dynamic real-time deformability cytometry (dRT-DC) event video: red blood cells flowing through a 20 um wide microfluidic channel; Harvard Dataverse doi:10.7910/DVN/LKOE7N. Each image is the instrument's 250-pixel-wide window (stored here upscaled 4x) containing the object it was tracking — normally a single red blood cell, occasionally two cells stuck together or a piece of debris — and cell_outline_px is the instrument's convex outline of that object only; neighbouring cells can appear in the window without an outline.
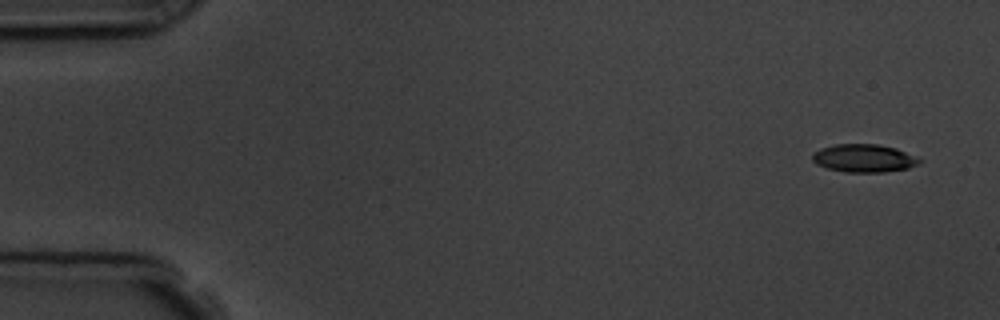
{"species": "common noctule bat (a hibernating species)", "species_latin": "Nyctalus noctula", "temperature_condition": "room temperature", "stored_images_in_passage": 5, "segment_of_instrument_passage": [1, 2], "camera_frame_rate_fps": 3000, "um_per_image_px": 0.085, "animal": {"sex": "male", "body_mass_g": 19.5, "forearm_length_mm": 54.6}, "frame": {"image": 1, "passage_image": 1, "time_ms": 0.0, "image_size_px": [1000, 320], "cell_outline_px": [[920, 164], [908, 168], [884, 172], [844, 172], [828, 168], [816, 164], [812, 160], [812, 152], [820, 148], [836, 144], [876, 144], [896, 148], [920, 160]], "centroid_in_image_um": [73.37, 13.45], "position_along_channel_um": 11.6, "area_um2": 17.34}}
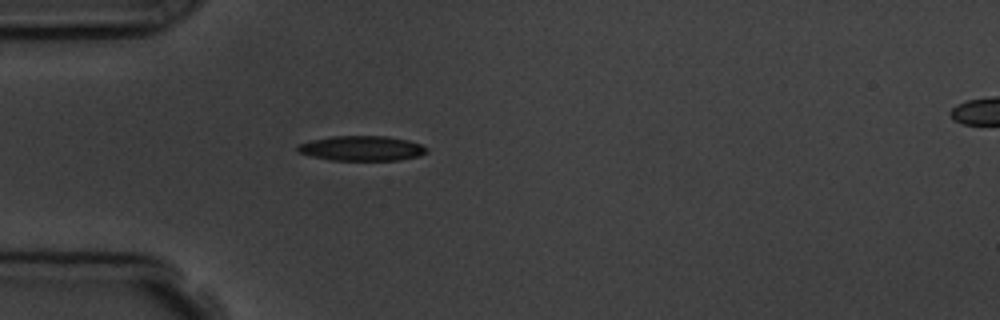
{"frame": {"image": 2, "passage_image": 4, "time_ms": 4.333, "image_size_px": [1000, 320], "cell_outline_px": [[428, 152], [420, 156], [400, 160], [332, 160], [312, 156], [296, 152], [296, 144], [308, 140], [332, 136], [388, 136], [408, 140], [420, 144], [428, 148]], "centroid_in_image_um": [30.72, 12.6], "position_along_channel_um": 54.3, "area_um2": 19.02}}